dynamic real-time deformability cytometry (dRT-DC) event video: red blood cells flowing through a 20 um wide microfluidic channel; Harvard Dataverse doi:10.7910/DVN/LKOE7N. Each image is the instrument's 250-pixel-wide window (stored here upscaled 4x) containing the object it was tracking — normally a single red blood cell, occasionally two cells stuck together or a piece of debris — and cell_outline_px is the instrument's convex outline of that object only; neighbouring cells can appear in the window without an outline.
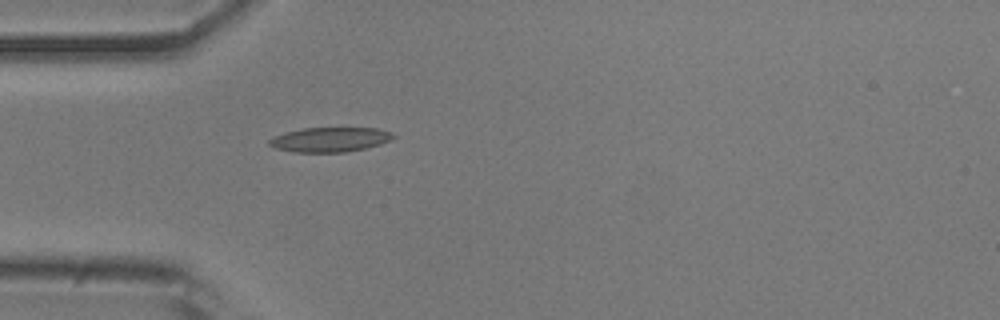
{"species": "common noctule bat (a hibernating species)", "species_latin": "Nyctalus noctula", "temperature_condition": "room temperature", "stored_images_in_passage": 38, "camera_frame_rate_fps": 3000, "um_per_image_px": 0.085, "animal": {"sex": "male", "body_mass_g": 20.5, "forearm_length_mm": 52.5}, "frame": {"image": 1, "passage_image": 1, "time_ms": 0.0, "image_size_px": [1000, 320], "cell_outline_px": [[396, 136], [380, 144], [364, 148], [344, 152], [292, 152], [276, 148], [268, 144], [268, 140], [272, 136], [284, 132], [304, 128], [376, 128], [392, 132]], "centroid_in_image_um": [27.99, 11.86], "position_along_channel_um": 57.0, "area_um2": 17.74}}
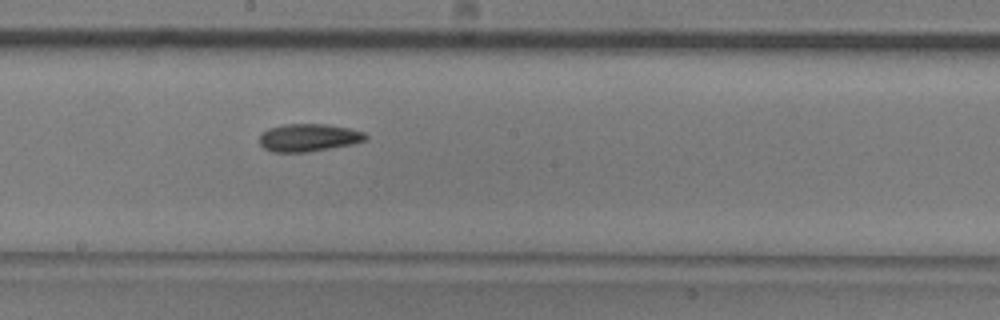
{"frame": {"image": 2, "passage_image": 14, "time_ms": 4.333, "image_size_px": [1000, 320], "cell_outline_px": [[368, 140], [352, 144], [308, 152], [272, 152], [264, 148], [260, 144], [260, 136], [268, 128], [284, 124], [328, 124], [352, 128], [364, 132], [368, 136]], "centroid_in_image_um": [26.27, 11.69], "position_along_channel_um": 221.9, "area_um2": 17.28}}
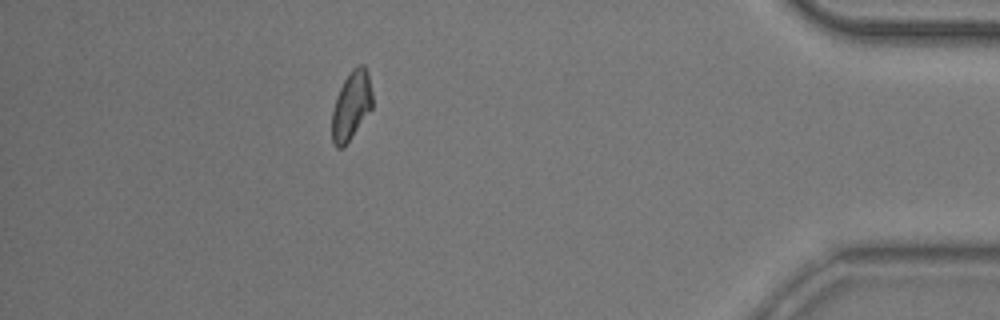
{"frame": {"image": 3, "passage_image": 32, "time_ms": 10.333, "image_size_px": [1000, 320], "cell_outline_px": [[372, 108], [344, 148], [336, 148], [332, 140], [332, 112], [336, 96], [344, 80], [352, 68], [360, 64], [364, 64], [368, 72], [372, 92]], "centroid_in_image_um": [29.86, 8.97], "position_along_channel_um": 405.3, "area_um2": 16.24}, "authors_computed_cell_mechanics": {"area_um2": 16.5886, "velocity_mm_per_s": 3.8761, "shape_relaxation_time_tau1_ms": null, "shape_relaxation_time_tau2_ms": 7.0645, "deformation_change_tau1": null, "deformation_change_tau2": 0.1381}}